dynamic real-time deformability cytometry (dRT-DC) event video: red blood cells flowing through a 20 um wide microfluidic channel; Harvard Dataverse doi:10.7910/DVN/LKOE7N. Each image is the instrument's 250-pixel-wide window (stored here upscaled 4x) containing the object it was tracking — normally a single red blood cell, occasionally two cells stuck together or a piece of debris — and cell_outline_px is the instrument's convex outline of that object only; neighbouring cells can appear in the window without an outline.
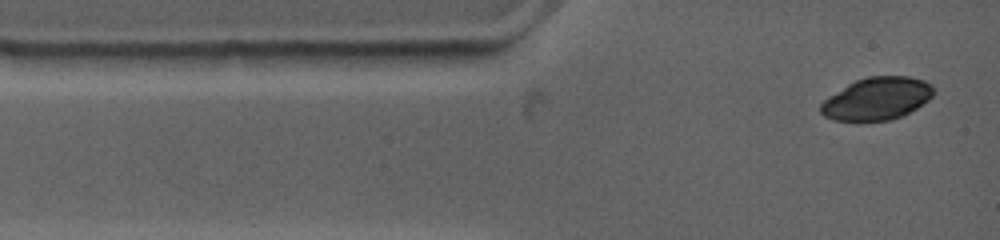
{"species": "common noctule bat (a hibernating species)", "species_latin": "Nyctalus noctula", "temperature_condition": "warm", "stored_images_in_passage": 10, "camera_frame_rate_fps": 4500, "um_per_image_px": 0.085, "animal": {"sex": "female", "body_mass_g": 19.0, "forearm_length_mm": 53.3}, "frame": {"image": 1, "passage_image": 1, "time_ms": 0.0, "image_size_px": [1000, 240], "cell_outline_px": [[936, 92], [928, 100], [904, 116], [888, 120], [832, 120], [824, 116], [820, 112], [820, 104], [824, 100], [848, 84], [856, 80], [868, 76], [908, 76], [924, 80], [932, 84]], "centroid_in_image_um": [74.57, 8.38], "position_along_channel_um": 10.4, "area_um2": 27.92}}